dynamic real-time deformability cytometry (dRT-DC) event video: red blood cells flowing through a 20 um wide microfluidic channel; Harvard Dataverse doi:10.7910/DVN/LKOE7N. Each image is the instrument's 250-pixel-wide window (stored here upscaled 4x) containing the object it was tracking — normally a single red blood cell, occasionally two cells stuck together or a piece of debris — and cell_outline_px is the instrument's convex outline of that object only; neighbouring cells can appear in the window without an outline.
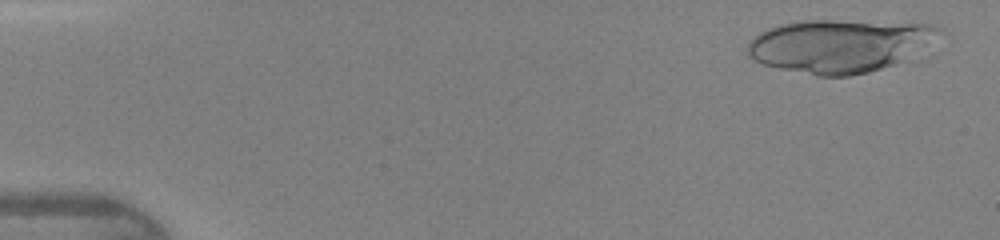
{"species": "human", "species_latin": "Homo sapiens", "temperature_condition": "warm", "stored_images_in_passage": 45, "segment_of_instrument_passage": [1, 2], "camera_frame_rate_fps": 3000, "um_per_image_px": 0.085, "donor": {"sex": "female"}, "frame": {"image": 1, "passage_image": 2, "time_ms": 0.333, "image_size_px": [1000, 240], "cell_outline_px": [[944, 32], [904, 60], [868, 72], [848, 76], [820, 76], [780, 68], [764, 64], [748, 56], [748, 44], [760, 32], [768, 28], [800, 20], [832, 20], [932, 24], [940, 28]], "centroid_in_image_um": [71.35, 3.87], "position_along_channel_um": 13.7, "area_um2": 58.44}}